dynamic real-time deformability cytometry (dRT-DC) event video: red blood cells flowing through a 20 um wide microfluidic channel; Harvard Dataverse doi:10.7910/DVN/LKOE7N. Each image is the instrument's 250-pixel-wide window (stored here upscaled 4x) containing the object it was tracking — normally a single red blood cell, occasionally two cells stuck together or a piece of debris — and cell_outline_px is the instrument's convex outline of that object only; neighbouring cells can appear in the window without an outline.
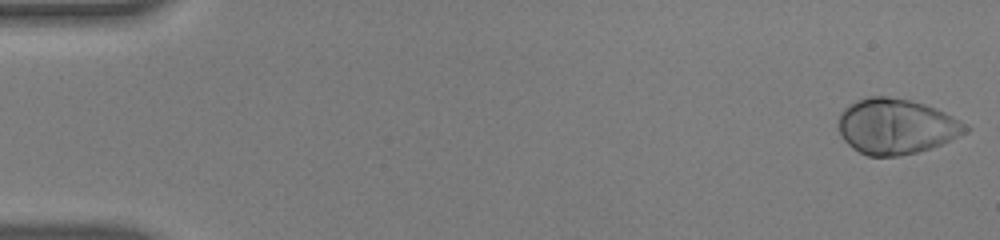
{"species": "human", "species_latin": "Homo sapiens", "temperature_condition": "warm", "stored_images_in_passage": 54, "camera_frame_rate_fps": 3000, "um_per_image_px": 0.085, "donor": {"sex": "male"}, "frame": {"image": 1, "passage_image": 1, "time_ms": 0.0, "image_size_px": [1000, 240], "cell_outline_px": [[972, 128], [932, 148], [900, 156], [868, 156], [852, 148], [844, 140], [840, 132], [840, 112], [844, 108], [868, 96], [884, 96], [908, 100], [924, 104], [936, 108], [968, 124]], "centroid_in_image_um": [76.18, 10.75], "position_along_channel_um": 8.8, "area_um2": 40.52}}
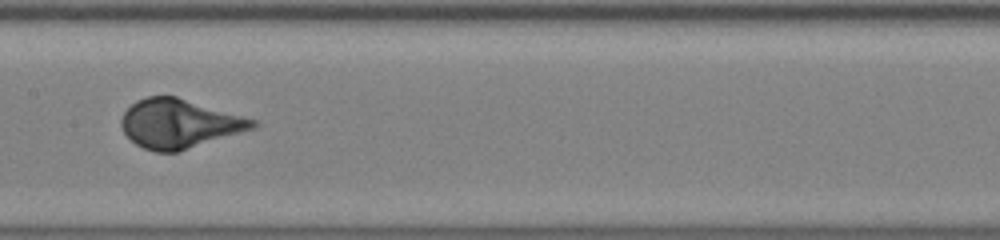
{"frame": {"image": 2, "passage_image": 28, "time_ms": 9.0, "image_size_px": [1000, 240], "cell_outline_px": [[260, 124], [256, 128], [176, 152], [156, 152], [144, 148], [136, 144], [124, 132], [120, 124], [120, 120], [124, 112], [136, 100], [148, 96], [176, 96], [260, 120]], "centroid_in_image_um": [15.29, 10.5], "position_along_channel_um": 192.1, "area_um2": 37.63}}
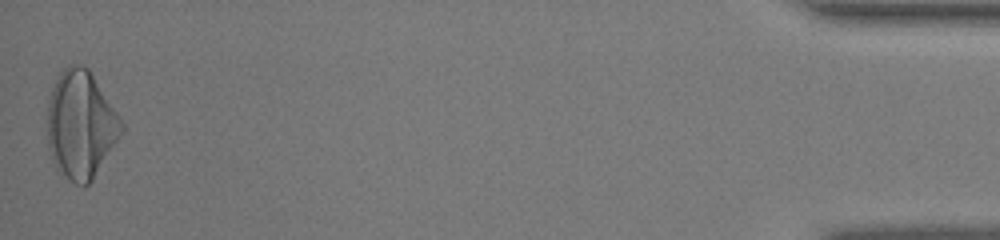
{"frame": {"image": 3, "passage_image": 54, "time_ms": 17.667, "image_size_px": [1000, 240], "cell_outline_px": [[124, 128], [92, 180], [84, 188], [76, 184], [60, 172], [56, 168], [52, 160], [48, 148], [48, 100], [52, 88], [60, 72], [68, 64], [80, 64], [88, 68], [120, 116], [124, 124]], "centroid_in_image_um": [6.85, 10.59], "position_along_channel_um": 428.3, "area_um2": 46.3}, "authors_computed_cell_mechanics": {"area_um2": 38.6682, "velocity_mm_per_s": 3.7792, "shape_relaxation_time_tau1_ms": 3.0901, "shape_relaxation_time_tau2_ms": null, "deformation_change_tau1": 0.2029, "deformation_change_tau2": null}}